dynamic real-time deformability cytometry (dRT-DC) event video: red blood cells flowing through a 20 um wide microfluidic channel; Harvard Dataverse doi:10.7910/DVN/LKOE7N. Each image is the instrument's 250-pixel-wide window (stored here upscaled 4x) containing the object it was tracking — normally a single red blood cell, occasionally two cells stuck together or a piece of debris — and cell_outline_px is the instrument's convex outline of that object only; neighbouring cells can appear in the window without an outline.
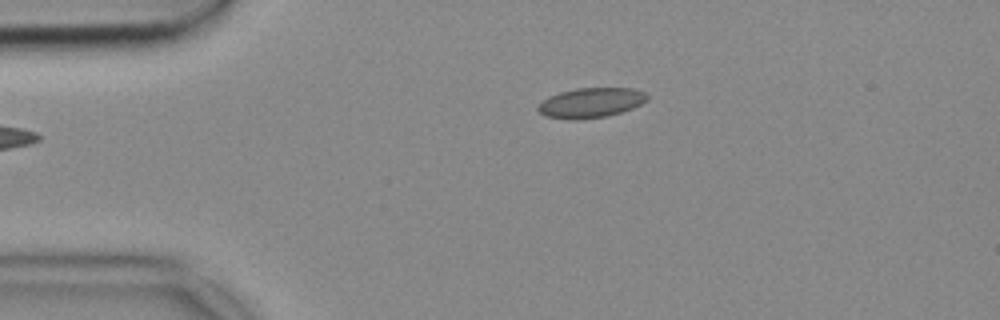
{"species": "common noctule bat (a hibernating species)", "species_latin": "Nyctalus noctula", "temperature_condition": "cold", "stored_images_in_passage": 30, "camera_frame_rate_fps": 3000, "um_per_image_px": 0.085, "animal": {"sex": "female", "body_mass_g": 18.4}, "frame": {"image": 1, "passage_image": 1, "time_ms": 0.0, "image_size_px": [1000, 320], "cell_outline_px": [[648, 100], [632, 108], [608, 116], [580, 120], [568, 120], [544, 116], [536, 108], [548, 96], [560, 92], [576, 88], [632, 88], [644, 92], [648, 96]], "centroid_in_image_um": [50.21, 8.74], "position_along_channel_um": 34.8, "area_um2": 19.13}}
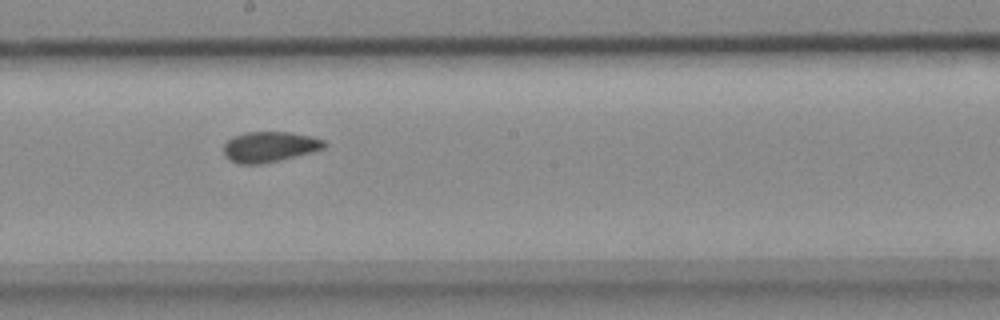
{"frame": {"image": 2, "passage_image": 19, "time_ms": 6.0, "image_size_px": [1000, 320], "cell_outline_px": [[328, 144], [324, 148], [312, 152], [280, 160], [260, 164], [240, 164], [228, 160], [224, 156], [224, 144], [232, 136], [244, 132], [288, 132], [312, 136], [324, 140]], "centroid_in_image_um": [22.9, 12.48], "position_along_channel_um": 225.3, "area_um2": 18.03}}
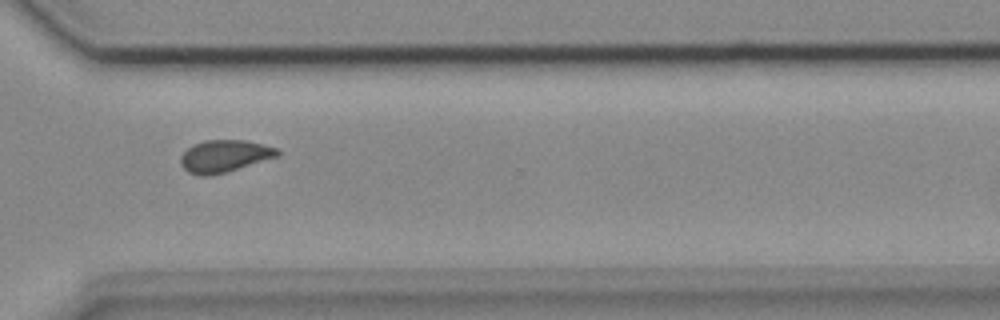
{"frame": {"image": 3, "passage_image": 29, "time_ms": 9.333, "image_size_px": [1000, 320], "cell_outline_px": [[280, 156], [212, 176], [200, 176], [188, 172], [180, 164], [180, 156], [192, 144], [204, 140], [248, 140], [280, 148]], "centroid_in_image_um": [19.1, 13.26], "position_along_channel_um": 351.5, "area_um2": 18.5}}